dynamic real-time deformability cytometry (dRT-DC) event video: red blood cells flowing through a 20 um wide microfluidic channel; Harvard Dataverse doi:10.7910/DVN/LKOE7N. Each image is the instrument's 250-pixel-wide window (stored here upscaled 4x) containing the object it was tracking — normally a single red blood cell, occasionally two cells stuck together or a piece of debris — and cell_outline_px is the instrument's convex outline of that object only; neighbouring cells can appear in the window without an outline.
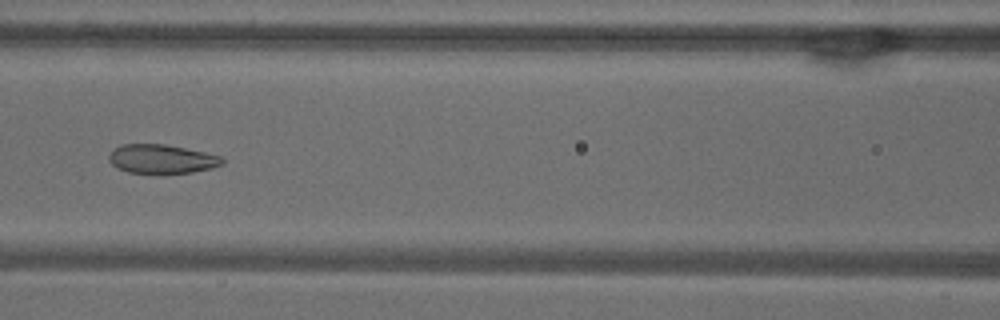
{"species": "common noctule bat (a hibernating species)", "species_latin": "Nyctalus noctula", "temperature_condition": "warm", "stored_images_in_passage": 52, "camera_frame_rate_fps": 3000, "um_per_image_px": 0.085, "animal": {"sex": "male", "body_mass_g": 18.8}, "frame": {"image": 1, "passage_image": 23, "time_ms": 7.333, "image_size_px": [1000, 320], "cell_outline_px": [[224, 164], [212, 168], [192, 172], [164, 176], [128, 172], [116, 168], [108, 160], [108, 156], [120, 144], [164, 144], [224, 156]], "centroid_in_image_um": [13.76, 13.56], "position_along_channel_um": 152.8, "area_um2": 19.83}}
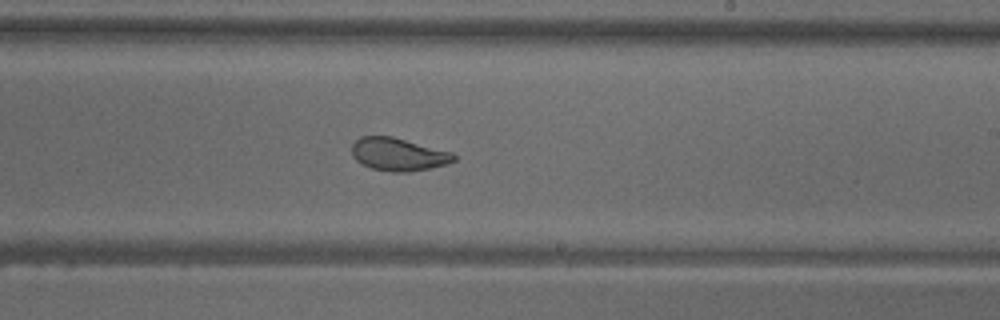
{"frame": {"image": 2, "passage_image": 31, "time_ms": 10.0, "image_size_px": [1000, 320], "cell_outline_px": [[456, 160], [448, 164], [408, 172], [392, 172], [372, 168], [356, 160], [352, 156], [352, 144], [360, 136], [392, 136], [452, 152], [456, 156]], "centroid_in_image_um": [33.86, 13.11], "position_along_channel_um": 255.1, "area_um2": 19.48}}
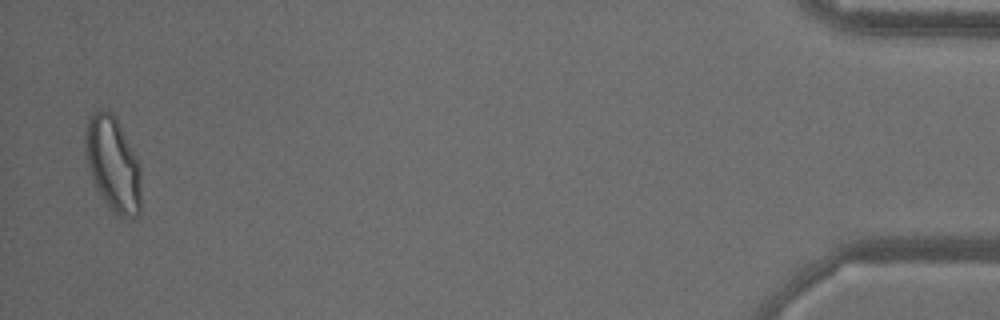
{"frame": {"image": 3, "passage_image": 51, "time_ms": 16.667, "image_size_px": [1000, 320], "cell_outline_px": [[140, 212], [136, 216], [116, 216], [104, 200], [96, 188], [88, 168], [84, 144], [84, 136], [88, 120], [96, 108], [100, 108], [112, 112], [140, 164]], "centroid_in_image_um": [9.58, 13.93], "position_along_channel_um": 425.6, "area_um2": 30.58}, "authors_computed_cell_mechanics": {"area_um2": 24.276, "velocity_mm_per_s": 3.8461, "shape_relaxation_time_tau1_ms": null, "shape_relaxation_time_tau2_ms": 1.2848, "deformation_change_tau1": null, "deformation_change_tau2": 0.0733}}